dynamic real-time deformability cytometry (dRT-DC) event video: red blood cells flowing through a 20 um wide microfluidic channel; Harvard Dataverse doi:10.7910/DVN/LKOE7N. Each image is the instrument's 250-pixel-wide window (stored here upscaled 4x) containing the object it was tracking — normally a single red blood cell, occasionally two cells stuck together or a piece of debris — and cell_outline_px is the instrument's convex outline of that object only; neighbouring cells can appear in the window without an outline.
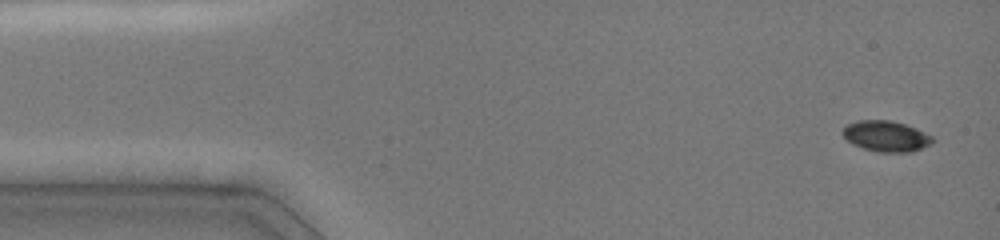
{"species": "common noctule bat (a hibernating species)", "species_latin": "Nyctalus noctula", "temperature_condition": "cold", "stored_images_in_passage": 27, "camera_frame_rate_fps": 3000, "um_per_image_px": 0.085, "animal": {"sex": "female", "body_mass_g": 19.0, "forearm_length_mm": 51.5}, "frame": {"image": 1, "passage_image": 1, "time_ms": 0.0, "image_size_px": [1000, 240], "cell_outline_px": [[936, 140], [932, 144], [912, 152], [880, 152], [864, 148], [852, 144], [840, 132], [848, 124], [856, 120], [888, 120], [904, 124], [916, 128], [932, 136]], "centroid_in_image_um": [75.34, 11.58], "position_along_channel_um": 9.7, "area_um2": 16.13}}
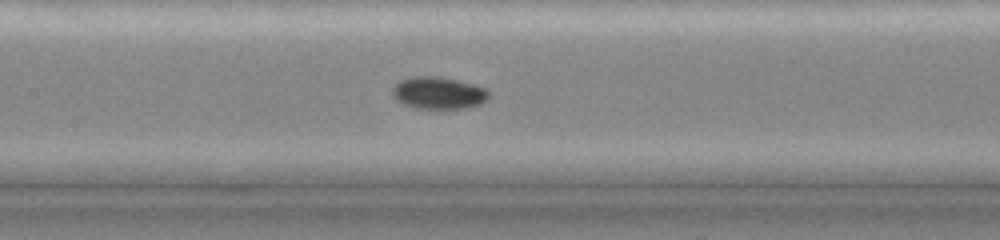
{"frame": {"image": 2, "passage_image": 16, "time_ms": 6.667, "image_size_px": [1000, 240], "cell_outline_px": [[492, 92], [480, 104], [468, 108], [412, 108], [396, 100], [392, 96], [392, 88], [400, 80], [412, 76], [440, 76], [476, 84], [488, 88]], "centroid_in_image_um": [37.29, 7.88], "position_along_channel_um": 170.1, "area_um2": 18.38}}
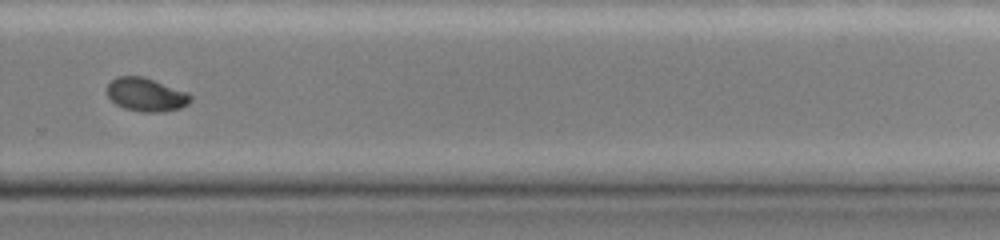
{"frame": {"image": 3, "passage_image": 25, "time_ms": 10.333, "image_size_px": [1000, 240], "cell_outline_px": [[192, 100], [188, 104], [180, 108], [160, 112], [144, 112], [124, 108], [116, 104], [108, 96], [108, 84], [116, 76], [144, 76], [188, 92], [192, 96]], "centroid_in_image_um": [12.44, 8.03], "position_along_channel_um": 317.4, "area_um2": 16.3}}